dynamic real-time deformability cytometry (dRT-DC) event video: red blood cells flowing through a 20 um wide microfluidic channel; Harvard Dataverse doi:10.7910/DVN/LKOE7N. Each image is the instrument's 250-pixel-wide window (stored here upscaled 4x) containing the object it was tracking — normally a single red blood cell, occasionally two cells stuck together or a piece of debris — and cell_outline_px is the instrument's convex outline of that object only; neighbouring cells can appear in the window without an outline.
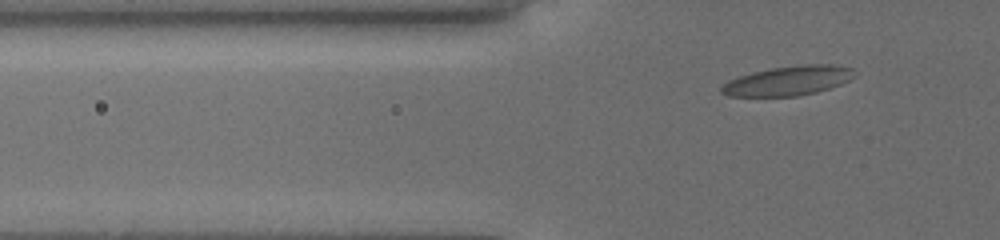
{"species": "common noctule bat (a hibernating species)", "species_latin": "Nyctalus noctula", "temperature_condition": "cold", "stored_images_in_passage": 35, "segment_of_instrument_passage": [1, 2], "camera_frame_rate_fps": 3000, "um_per_image_px": 0.085, "animal": {"sex": "female", "body_mass_g": 19.5, "forearm_length_mm": 54.1}, "frame": {"image": 1, "passage_image": 2, "time_ms": 0.333, "image_size_px": [1000, 240], "cell_outline_px": [[852, 76], [848, 80], [840, 84], [816, 92], [796, 96], [728, 96], [720, 92], [720, 88], [728, 80], [752, 72], [772, 68], [808, 64], [832, 64], [852, 68]], "centroid_in_image_um": [66.94, 6.86], "position_along_channel_um": 58.9, "area_um2": 22.48}}
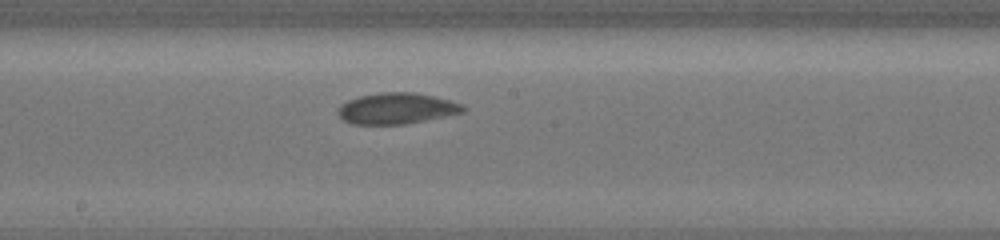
{"frame": {"image": 2, "passage_image": 14, "time_ms": 5.0, "image_size_px": [1000, 240], "cell_outline_px": [[464, 112], [404, 124], [352, 124], [344, 120], [336, 112], [340, 104], [348, 100], [360, 96], [380, 92], [412, 92], [432, 96], [448, 100], [460, 104], [464, 108]], "centroid_in_image_um": [33.65, 9.21], "position_along_channel_um": 214.6, "area_um2": 22.31}}
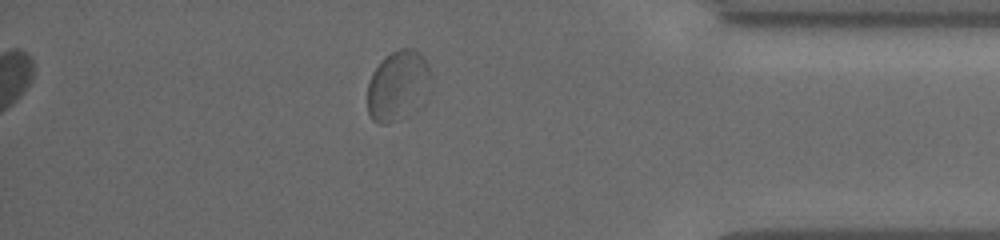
{"frame": {"image": 3, "passage_image": 28, "time_ms": 10.667, "image_size_px": [1000, 240], "cell_outline_px": [[432, 92], [424, 108], [408, 116], [384, 124], [380, 124], [372, 120], [368, 112], [368, 84], [372, 72], [380, 60], [384, 56], [400, 48], [412, 48], [420, 52], [428, 64], [432, 76]], "centroid_in_image_um": [33.92, 7.31], "position_along_channel_um": 401.3, "area_um2": 27.34}}